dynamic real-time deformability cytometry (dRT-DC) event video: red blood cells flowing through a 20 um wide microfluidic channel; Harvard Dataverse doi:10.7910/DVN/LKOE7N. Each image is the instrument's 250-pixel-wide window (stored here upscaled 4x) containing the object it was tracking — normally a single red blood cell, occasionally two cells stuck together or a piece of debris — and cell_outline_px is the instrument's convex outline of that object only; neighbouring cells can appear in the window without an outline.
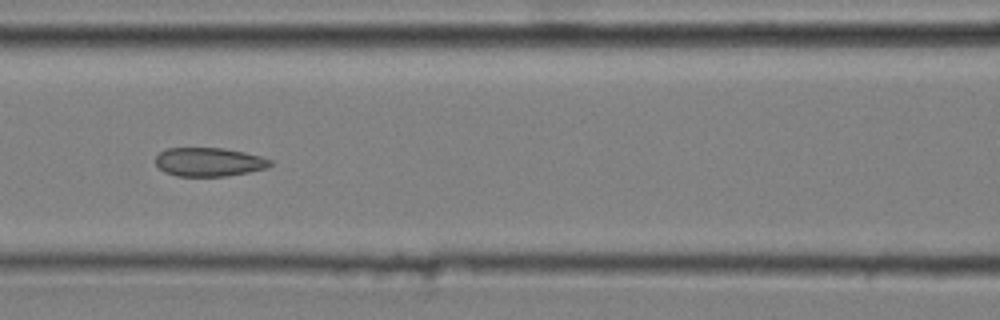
{"species": "common noctule bat (a hibernating species)", "species_latin": "Nyctalus noctula", "temperature_condition": "cold", "stored_images_in_passage": 8, "camera_frame_rate_fps": 3000, "um_per_image_px": 0.085, "animal": {"sex": "male", "body_mass_g": 20.4}, "frame": {"image": 1, "passage_image": 7, "time_ms": 2.0, "image_size_px": [1000, 320], "cell_outline_px": [[272, 164], [268, 168], [248, 172], [224, 176], [176, 176], [164, 172], [156, 164], [156, 156], [160, 152], [168, 148], [224, 148], [244, 152], [260, 156], [272, 160]], "centroid_in_image_um": [17.77, 13.77], "position_along_channel_um": 148.8, "area_um2": 19.19}}
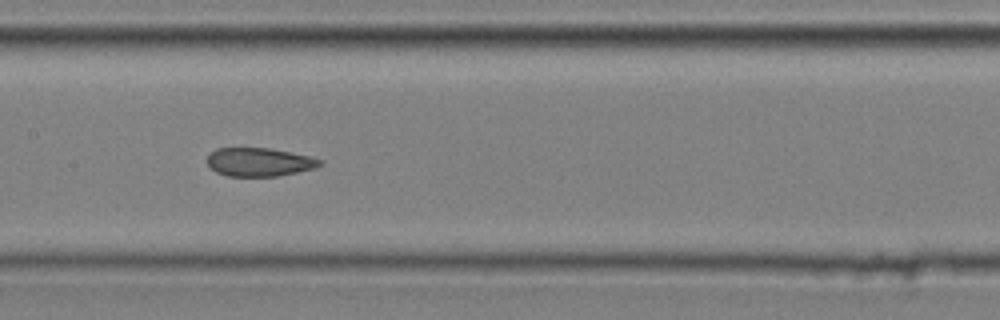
{"frame": {"image": 2, "passage_image": 8, "time_ms": 2.333, "image_size_px": [1000, 320], "cell_outline_px": [[324, 160], [316, 168], [276, 176], [228, 176], [216, 172], [208, 168], [208, 156], [216, 148], [268, 148], [308, 156]], "centroid_in_image_um": [22.01, 13.78], "position_along_channel_um": 185.4, "area_um2": 18.55}}